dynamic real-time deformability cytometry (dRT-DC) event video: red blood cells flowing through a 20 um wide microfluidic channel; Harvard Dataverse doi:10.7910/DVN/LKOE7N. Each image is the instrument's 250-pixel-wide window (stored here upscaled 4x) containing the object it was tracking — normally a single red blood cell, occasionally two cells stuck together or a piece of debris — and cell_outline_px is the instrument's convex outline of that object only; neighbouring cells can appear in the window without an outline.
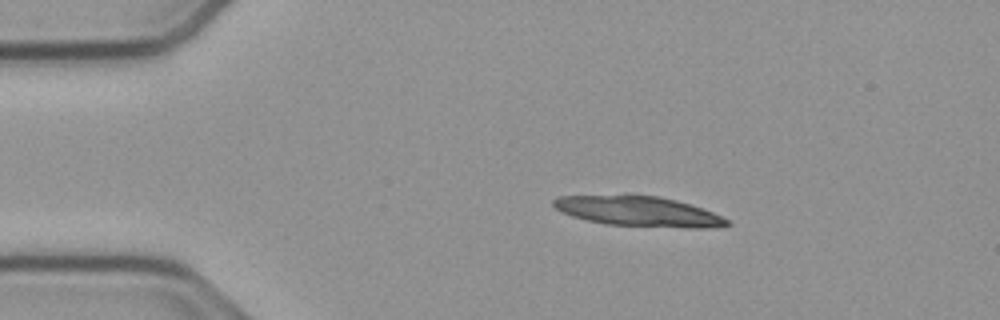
{"species": "common noctule bat (a hibernating species)", "species_latin": "Nyctalus noctula", "temperature_condition": "cold", "stored_images_in_passage": 14, "camera_frame_rate_fps": 3000, "um_per_image_px": 0.085, "animal": {"sex": "male", "body_mass_g": 23.1, "forearm_length_mm": 52.7}, "frame": {"image": 1, "passage_image": 1, "time_ms": 0.0, "image_size_px": [1000, 320], "cell_outline_px": [[732, 224], [712, 228], [684, 228], [604, 224], [572, 216], [560, 212], [552, 204], [552, 200], [560, 196], [660, 196], [692, 204], [712, 212], [728, 220]], "centroid_in_image_um": [54.31, 17.98], "position_along_channel_um": 30.7, "area_um2": 30.11}}